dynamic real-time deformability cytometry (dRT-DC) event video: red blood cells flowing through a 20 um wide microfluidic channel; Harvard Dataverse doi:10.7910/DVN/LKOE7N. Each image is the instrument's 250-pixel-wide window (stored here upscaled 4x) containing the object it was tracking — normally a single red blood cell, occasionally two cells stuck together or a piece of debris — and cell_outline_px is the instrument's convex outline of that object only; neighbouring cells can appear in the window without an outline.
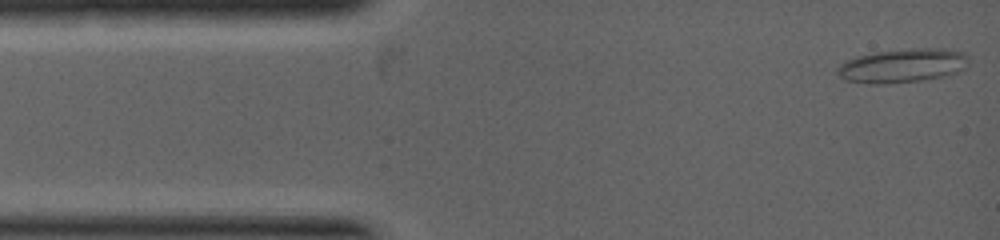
{"species": "common noctule bat (a hibernating species)", "species_latin": "Nyctalus noctula", "temperature_condition": "warm", "stored_images_in_passage": 44, "camera_frame_rate_fps": 5000, "um_per_image_px": 0.085, "animal": {"sex": "female", "body_mass_g": 19.0, "forearm_length_mm": 53.3}, "frame": {"image": 1, "passage_image": 1, "time_ms": 0.0, "image_size_px": [1000, 240], "cell_outline_px": [[968, 64], [964, 68], [956, 72], [944, 76], [920, 80], [884, 84], [872, 84], [844, 80], [836, 72], [836, 68], [844, 60], [856, 56], [876, 52], [912, 48], [952, 48], [964, 52], [968, 56]], "centroid_in_image_um": [76.71, 5.56], "position_along_channel_um": 8.3, "area_um2": 26.18}}
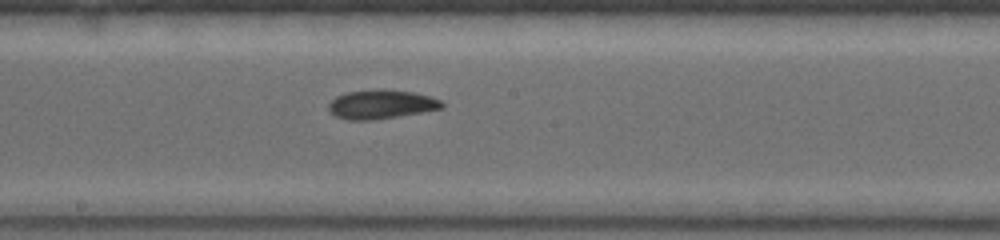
{"frame": {"image": 2, "passage_image": 21, "time_ms": 3.8, "image_size_px": [1000, 240], "cell_outline_px": [[444, 108], [372, 120], [352, 120], [336, 116], [328, 112], [328, 104], [336, 96], [348, 92], [376, 88], [380, 88], [412, 92], [432, 96], [440, 100], [444, 104]], "centroid_in_image_um": [32.39, 8.85], "position_along_channel_um": 215.8, "area_um2": 19.19}}
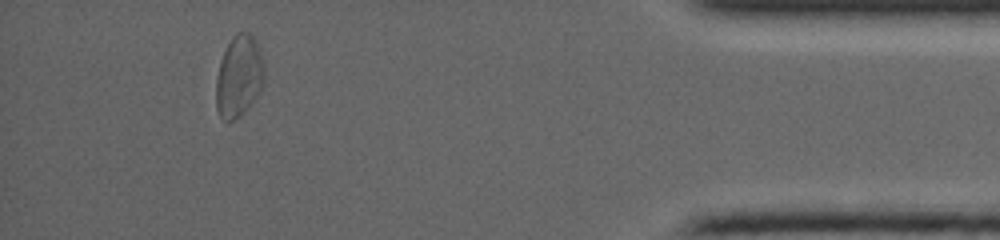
{"frame": {"image": 3, "passage_image": 38, "time_ms": 7.2, "image_size_px": [1000, 240], "cell_outline_px": [[264, 80], [260, 92], [252, 104], [248, 108], [228, 124], [220, 116], [216, 108], [216, 76], [220, 60], [232, 36], [236, 32], [248, 32], [256, 40], [260, 48], [264, 64]], "centroid_in_image_um": [20.31, 6.49], "position_along_channel_um": 414.9, "area_um2": 23.29}}